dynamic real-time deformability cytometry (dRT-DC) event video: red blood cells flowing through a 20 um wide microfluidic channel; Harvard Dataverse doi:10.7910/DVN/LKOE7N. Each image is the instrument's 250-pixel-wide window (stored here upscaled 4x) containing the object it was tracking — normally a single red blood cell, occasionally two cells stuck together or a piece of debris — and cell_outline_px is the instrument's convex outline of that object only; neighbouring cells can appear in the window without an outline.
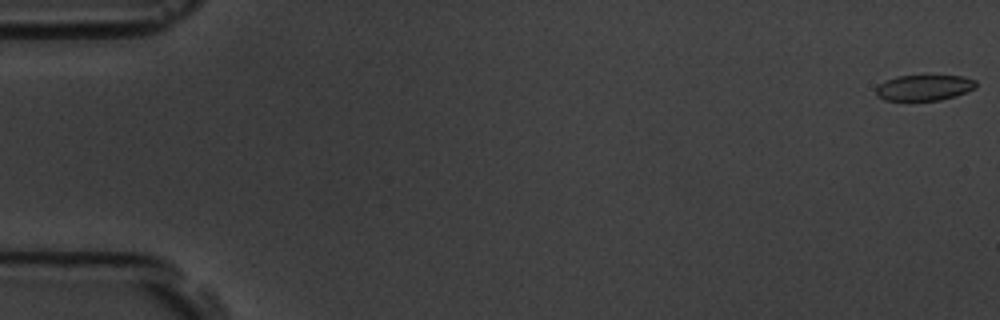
{"species": "common noctule bat (a hibernating species)", "species_latin": "Nyctalus noctula", "temperature_condition": "room temperature", "stored_images_in_passage": 4, "camera_frame_rate_fps": 3000, "um_per_image_px": 0.085, "animal": {"sex": "male", "body_mass_g": 19.5, "forearm_length_mm": 54.6}, "frame": {"image": 1, "passage_image": 1, "time_ms": 0.0, "image_size_px": [1000, 320], "cell_outline_px": [[976, 88], [956, 96], [940, 100], [884, 100], [876, 96], [876, 88], [880, 84], [896, 76], [964, 76], [976, 80]], "centroid_in_image_um": [78.58, 7.45], "position_along_channel_um": 6.4, "area_um2": 14.91}}
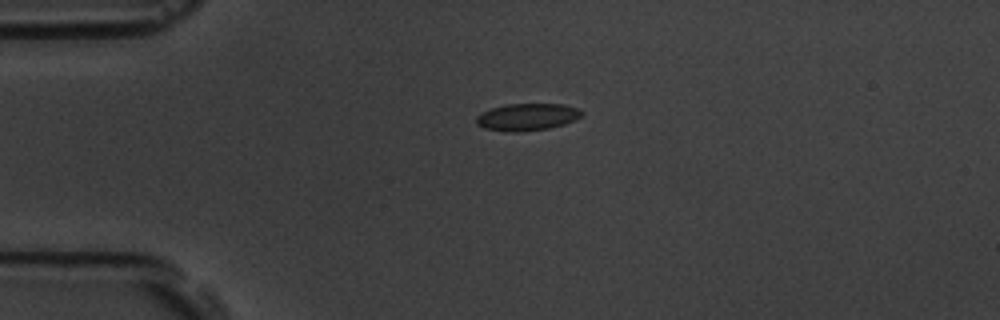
{"frame": {"image": 2, "passage_image": 4, "time_ms": 4.333, "image_size_px": [1000, 320], "cell_outline_px": [[584, 112], [576, 120], [564, 124], [548, 128], [516, 132], [508, 132], [484, 128], [476, 124], [476, 116], [492, 108], [504, 104], [564, 104], [580, 108]], "centroid_in_image_um": [44.83, 9.93], "position_along_channel_um": 40.2, "area_um2": 16.7}}